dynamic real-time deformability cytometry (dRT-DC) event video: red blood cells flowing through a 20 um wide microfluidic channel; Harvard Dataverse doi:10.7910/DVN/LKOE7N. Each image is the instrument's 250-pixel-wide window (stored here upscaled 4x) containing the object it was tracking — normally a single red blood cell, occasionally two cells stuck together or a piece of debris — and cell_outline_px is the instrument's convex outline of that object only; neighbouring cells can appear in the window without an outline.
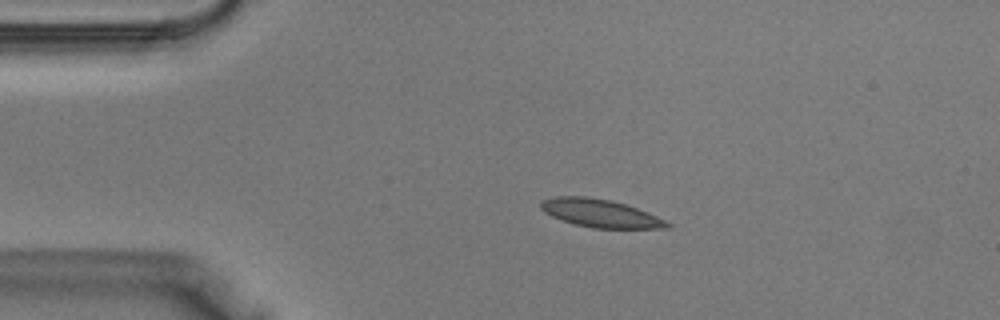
{"species": "Egyptian fruit bat (a non-hibernating species)", "species_latin": "Rousettus aegyptiacus", "temperature_condition": "warm", "stored_images_in_passage": 38, "camera_frame_rate_fps": 3000, "um_per_image_px": 0.085, "animal": {"sex": "male"}, "frame": {"image": 1, "passage_image": 7, "time_ms": 2.0, "image_size_px": [1000, 320], "cell_outline_px": [[672, 228], [592, 228], [576, 224], [552, 216], [544, 212], [540, 208], [540, 204], [544, 200], [556, 196], [588, 196], [612, 200], [636, 208], [656, 216], [672, 224]], "centroid_in_image_um": [51.03, 18.12], "position_along_channel_um": 34.0, "area_um2": 20.4}}
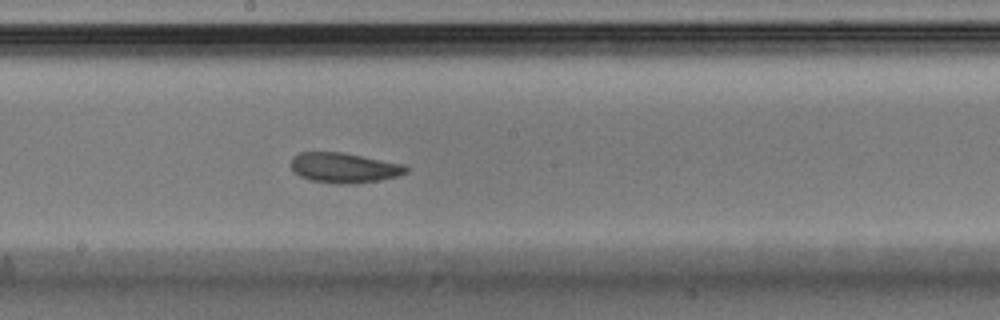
{"frame": {"image": 2, "passage_image": 20, "time_ms": 6.333, "image_size_px": [1000, 320], "cell_outline_px": [[408, 172], [396, 176], [380, 180], [356, 184], [336, 184], [308, 180], [292, 172], [292, 156], [300, 152], [340, 152], [404, 164], [408, 168]], "centroid_in_image_um": [29.22, 14.27], "position_along_channel_um": 219.0, "area_um2": 20.29}}
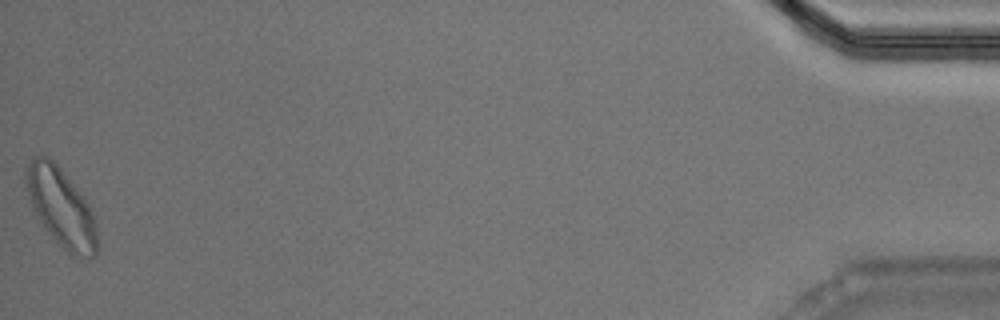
{"frame": {"image": 3, "passage_image": 38, "time_ms": 12.333, "image_size_px": [1000, 320], "cell_outline_px": [[96, 256], [68, 256], [40, 224], [32, 208], [28, 192], [24, 168], [36, 156], [48, 156], [60, 168], [88, 204], [96, 228]], "centroid_in_image_um": [5.15, 17.67], "position_along_channel_um": 430.0, "area_um2": 32.08}}